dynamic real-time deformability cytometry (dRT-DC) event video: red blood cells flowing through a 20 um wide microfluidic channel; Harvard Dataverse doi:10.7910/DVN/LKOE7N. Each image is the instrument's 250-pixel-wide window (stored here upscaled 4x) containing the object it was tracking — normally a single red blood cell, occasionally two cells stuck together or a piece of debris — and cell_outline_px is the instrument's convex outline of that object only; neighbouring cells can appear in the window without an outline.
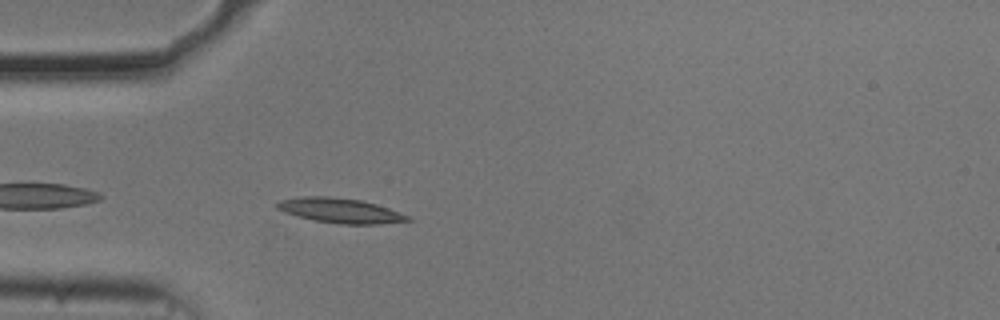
{"species": "common noctule bat (a hibernating species)", "species_latin": "Nyctalus noctula", "temperature_condition": "cold", "stored_images_in_passage": 42, "camera_frame_rate_fps": 3000, "um_per_image_px": 0.085, "animal": {"sex": "male", "body_mass_g": 20.5, "forearm_length_mm": 52.5}, "frame": {"image": 1, "passage_image": 3, "time_ms": 0.667, "image_size_px": [1000, 320], "cell_outline_px": [[412, 220], [380, 224], [340, 224], [312, 220], [284, 212], [276, 208], [276, 204], [280, 200], [300, 196], [328, 196], [360, 200], [376, 204], [400, 212], [408, 216]], "centroid_in_image_um": [28.89, 17.89], "position_along_channel_um": 56.1, "area_um2": 18.84}}
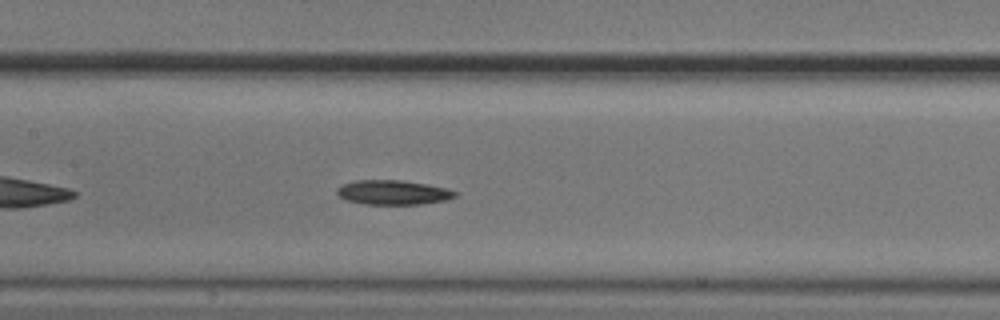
{"frame": {"image": 2, "passage_image": 13, "time_ms": 4.0, "image_size_px": [1000, 320], "cell_outline_px": [[460, 192], [456, 196], [444, 200], [420, 204], [364, 204], [344, 200], [336, 192], [336, 188], [344, 184], [356, 180], [400, 180], [424, 184], [444, 188]], "centroid_in_image_um": [33.37, 16.36], "position_along_channel_um": 174.0, "area_um2": 16.7}}
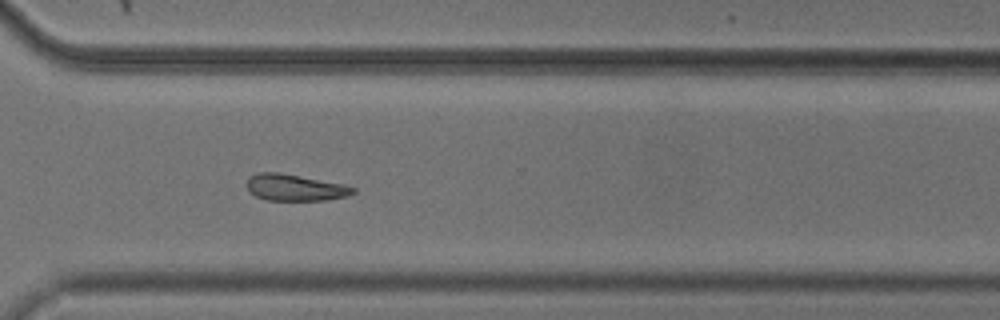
{"frame": {"image": 3, "passage_image": 27, "time_ms": 8.667, "image_size_px": [1000, 320], "cell_outline_px": [[356, 192], [348, 196], [328, 200], [268, 200], [256, 196], [244, 184], [248, 176], [256, 172], [276, 172], [344, 184], [356, 188]], "centroid_in_image_um": [25.06, 15.94], "position_along_channel_um": 345.5, "area_um2": 16.47}, "authors_computed_cell_mechanics": {"area_um2": 17.1088, "velocity_mm_per_s": 3.6927, "shape_relaxation_time_tau1_ms": 9.196, "shape_relaxation_time_tau2_ms": null, "deformation_change_tau1": 0.1418, "deformation_change_tau2": null}}